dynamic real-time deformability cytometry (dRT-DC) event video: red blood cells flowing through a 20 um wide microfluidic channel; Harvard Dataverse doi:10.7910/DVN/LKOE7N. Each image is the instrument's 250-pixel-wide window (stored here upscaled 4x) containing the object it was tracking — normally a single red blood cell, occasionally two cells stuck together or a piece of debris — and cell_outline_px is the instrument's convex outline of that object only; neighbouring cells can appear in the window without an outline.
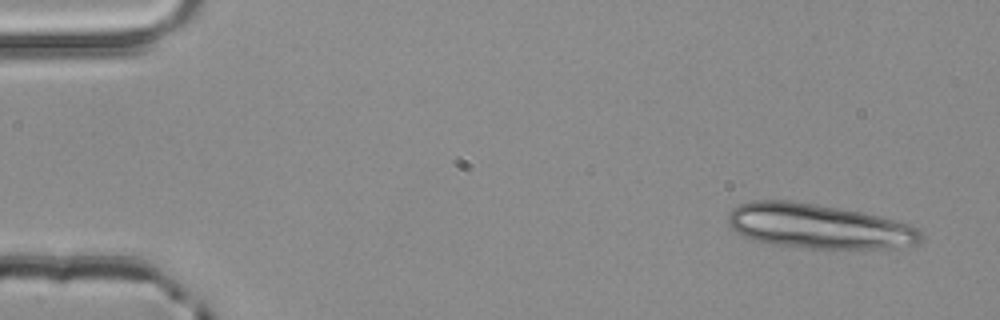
{"species": "common noctule bat (a hibernating species)", "species_latin": "Nyctalus noctula", "temperature_condition": "room temperature", "stored_images_in_passage": 4, "camera_frame_rate_fps": 3000, "um_per_image_px": 0.085, "animal": {"sex": "male", "body_mass_g": 20.4}, "frame": {"image": 1, "passage_image": 1, "time_ms": 0.0, "image_size_px": [1000, 320], "cell_outline_px": [[924, 236], [916, 244], [892, 248], [804, 248], [768, 244], [744, 236], [736, 232], [728, 224], [728, 212], [732, 208], [740, 204], [752, 200], [792, 200], [860, 212], [896, 220], [908, 224], [916, 228]], "centroid_in_image_um": [69.53, 19.23], "position_along_channel_um": 15.5, "area_um2": 50.11}}